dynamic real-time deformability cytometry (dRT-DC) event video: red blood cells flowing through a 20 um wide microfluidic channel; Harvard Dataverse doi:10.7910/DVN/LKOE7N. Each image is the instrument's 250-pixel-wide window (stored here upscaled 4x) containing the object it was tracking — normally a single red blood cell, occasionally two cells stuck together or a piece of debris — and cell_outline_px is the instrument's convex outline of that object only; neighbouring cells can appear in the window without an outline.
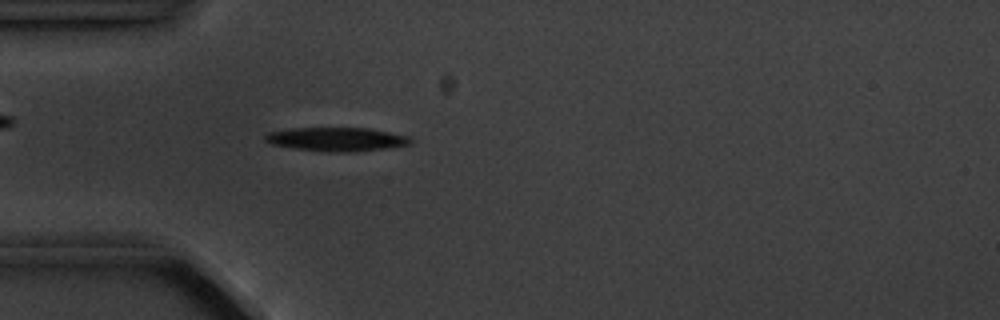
{"species": "common noctule bat (a hibernating species)", "species_latin": "Nyctalus noctula", "temperature_condition": "cold", "stored_images_in_passage": 4, "camera_frame_rate_fps": 3000, "um_per_image_px": 0.085, "animal": {"sex": "male", "body_mass_g": 20.1, "forearm_length_mm": 53.5}, "frame": {"image": 1, "passage_image": 4, "time_ms": 3.667, "image_size_px": [1000, 320], "cell_outline_px": [[412, 140], [408, 144], [384, 148], [348, 152], [332, 152], [296, 148], [272, 144], [264, 140], [264, 136], [268, 132], [292, 128], [368, 128], [408, 136]], "centroid_in_image_um": [28.56, 11.82], "position_along_channel_um": 56.4, "area_um2": 19.71}}